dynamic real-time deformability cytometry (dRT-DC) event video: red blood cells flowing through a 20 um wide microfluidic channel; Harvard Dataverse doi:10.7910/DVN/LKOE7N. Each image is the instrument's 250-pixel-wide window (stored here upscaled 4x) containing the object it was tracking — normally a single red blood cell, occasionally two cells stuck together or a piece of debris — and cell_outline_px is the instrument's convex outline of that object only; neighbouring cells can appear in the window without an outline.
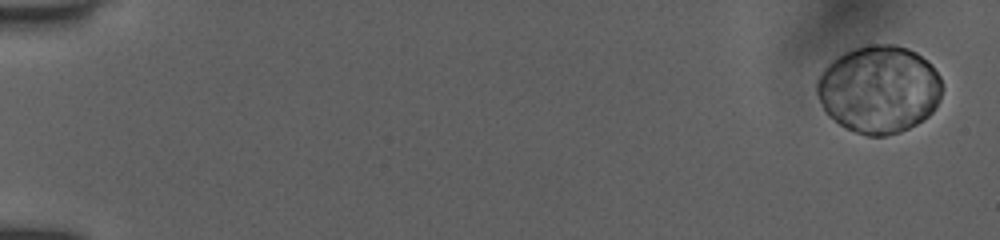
{"species": "human", "species_latin": "Homo sapiens", "temperature_condition": "room temperature", "stored_images_in_passage": 12, "camera_frame_rate_fps": 3000, "um_per_image_px": 0.085, "donor": {"sex": "female"}, "frame": {"image": 1, "passage_image": 1, "time_ms": 0.0, "image_size_px": [1000, 240], "cell_outline_px": [[944, 88], [940, 100], [936, 108], [928, 116], [916, 124], [900, 132], [884, 136], [868, 136], [856, 132], [840, 124], [828, 116], [816, 92], [816, 84], [820, 76], [828, 64], [844, 52], [856, 48], [872, 44], [892, 44], [908, 48], [916, 52], [940, 76]], "centroid_in_image_um": [74.74, 7.6], "position_along_channel_um": 10.3, "area_um2": 63.7}}